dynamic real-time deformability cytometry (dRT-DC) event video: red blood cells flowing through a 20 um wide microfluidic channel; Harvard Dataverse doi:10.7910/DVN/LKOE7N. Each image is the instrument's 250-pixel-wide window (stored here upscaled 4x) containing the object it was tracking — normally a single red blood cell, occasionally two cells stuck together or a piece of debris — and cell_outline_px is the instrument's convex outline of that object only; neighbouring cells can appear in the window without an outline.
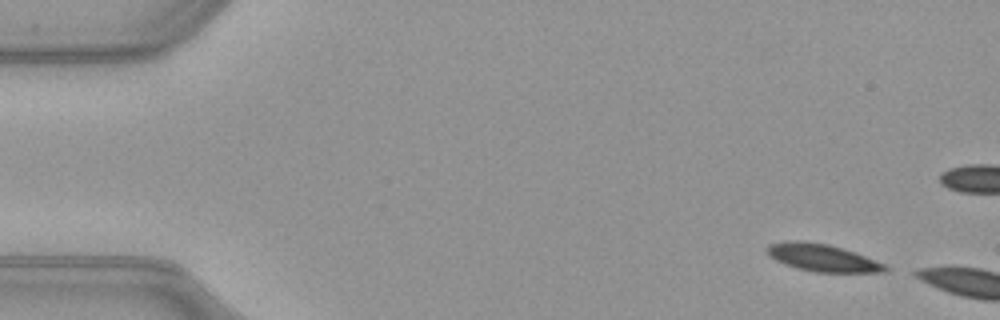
{"species": "common noctule bat (a hibernating species)", "species_latin": "Nyctalus noctula", "temperature_condition": "warm", "stored_images_in_passage": 8, "camera_frame_rate_fps": 3000, "um_per_image_px": 0.085, "animal": {"sex": "female", "body_mass_g": 21.9}, "frame": {"image": 1, "passage_image": 1, "time_ms": 0.0, "image_size_px": [1000, 320], "cell_outline_px": [[892, 268], [888, 272], [812, 272], [796, 268], [784, 264], [768, 256], [764, 252], [764, 248], [768, 244], [784, 240], [804, 240], [828, 244], [864, 256], [884, 264]], "centroid_in_image_um": [69.82, 21.9], "position_along_channel_um": 15.2, "area_um2": 19.13}}